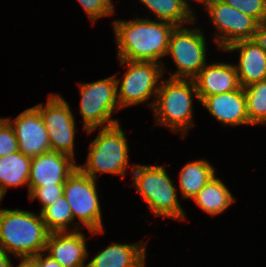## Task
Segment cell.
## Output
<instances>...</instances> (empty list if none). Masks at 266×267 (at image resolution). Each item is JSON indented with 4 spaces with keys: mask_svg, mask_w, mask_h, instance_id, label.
<instances>
[{
    "mask_svg": "<svg viewBox=\"0 0 266 267\" xmlns=\"http://www.w3.org/2000/svg\"><path fill=\"white\" fill-rule=\"evenodd\" d=\"M96 181L77 167L65 181L63 192L74 220L79 221L78 230L86 228L93 236L105 232Z\"/></svg>",
    "mask_w": 266,
    "mask_h": 267,
    "instance_id": "8",
    "label": "cell"
},
{
    "mask_svg": "<svg viewBox=\"0 0 266 267\" xmlns=\"http://www.w3.org/2000/svg\"><path fill=\"white\" fill-rule=\"evenodd\" d=\"M179 174V188L183 199H193L215 176L216 168L206 159L185 164Z\"/></svg>",
    "mask_w": 266,
    "mask_h": 267,
    "instance_id": "22",
    "label": "cell"
},
{
    "mask_svg": "<svg viewBox=\"0 0 266 267\" xmlns=\"http://www.w3.org/2000/svg\"><path fill=\"white\" fill-rule=\"evenodd\" d=\"M32 158L20 151L0 157V194L5 196L10 187H28Z\"/></svg>",
    "mask_w": 266,
    "mask_h": 267,
    "instance_id": "20",
    "label": "cell"
},
{
    "mask_svg": "<svg viewBox=\"0 0 266 267\" xmlns=\"http://www.w3.org/2000/svg\"><path fill=\"white\" fill-rule=\"evenodd\" d=\"M247 113L251 125H266V80L244 87Z\"/></svg>",
    "mask_w": 266,
    "mask_h": 267,
    "instance_id": "24",
    "label": "cell"
},
{
    "mask_svg": "<svg viewBox=\"0 0 266 267\" xmlns=\"http://www.w3.org/2000/svg\"><path fill=\"white\" fill-rule=\"evenodd\" d=\"M203 8L206 9L216 31L213 40L217 44V49L223 52L235 42L253 39L259 24L254 18L233 8L223 0H210Z\"/></svg>",
    "mask_w": 266,
    "mask_h": 267,
    "instance_id": "11",
    "label": "cell"
},
{
    "mask_svg": "<svg viewBox=\"0 0 266 267\" xmlns=\"http://www.w3.org/2000/svg\"><path fill=\"white\" fill-rule=\"evenodd\" d=\"M64 192V184H54V186H43L38 188H28L30 202L37 199L41 207L40 212L47 206L53 204Z\"/></svg>",
    "mask_w": 266,
    "mask_h": 267,
    "instance_id": "25",
    "label": "cell"
},
{
    "mask_svg": "<svg viewBox=\"0 0 266 267\" xmlns=\"http://www.w3.org/2000/svg\"><path fill=\"white\" fill-rule=\"evenodd\" d=\"M233 8H237L242 13L254 18L258 23L266 21L265 0H223Z\"/></svg>",
    "mask_w": 266,
    "mask_h": 267,
    "instance_id": "27",
    "label": "cell"
},
{
    "mask_svg": "<svg viewBox=\"0 0 266 267\" xmlns=\"http://www.w3.org/2000/svg\"><path fill=\"white\" fill-rule=\"evenodd\" d=\"M148 17L113 21L117 58L161 63L166 74L168 69L164 68L162 59L167 55L170 36L176 26Z\"/></svg>",
    "mask_w": 266,
    "mask_h": 267,
    "instance_id": "1",
    "label": "cell"
},
{
    "mask_svg": "<svg viewBox=\"0 0 266 267\" xmlns=\"http://www.w3.org/2000/svg\"><path fill=\"white\" fill-rule=\"evenodd\" d=\"M253 39L266 52V21L258 24Z\"/></svg>",
    "mask_w": 266,
    "mask_h": 267,
    "instance_id": "29",
    "label": "cell"
},
{
    "mask_svg": "<svg viewBox=\"0 0 266 267\" xmlns=\"http://www.w3.org/2000/svg\"><path fill=\"white\" fill-rule=\"evenodd\" d=\"M49 231L40 212L1 209L0 247L13 257L35 256L45 252Z\"/></svg>",
    "mask_w": 266,
    "mask_h": 267,
    "instance_id": "3",
    "label": "cell"
},
{
    "mask_svg": "<svg viewBox=\"0 0 266 267\" xmlns=\"http://www.w3.org/2000/svg\"><path fill=\"white\" fill-rule=\"evenodd\" d=\"M196 98L200 102L194 79H162L152 109L155 125L167 127L176 134L179 132L185 139L190 128L195 126L193 104Z\"/></svg>",
    "mask_w": 266,
    "mask_h": 267,
    "instance_id": "2",
    "label": "cell"
},
{
    "mask_svg": "<svg viewBox=\"0 0 266 267\" xmlns=\"http://www.w3.org/2000/svg\"><path fill=\"white\" fill-rule=\"evenodd\" d=\"M11 261L9 255L0 247V267H11Z\"/></svg>",
    "mask_w": 266,
    "mask_h": 267,
    "instance_id": "32",
    "label": "cell"
},
{
    "mask_svg": "<svg viewBox=\"0 0 266 267\" xmlns=\"http://www.w3.org/2000/svg\"><path fill=\"white\" fill-rule=\"evenodd\" d=\"M130 166L132 184L154 216L178 221L186 219L185 210L178 200V188L174 186L175 180L170 178L163 165L136 163Z\"/></svg>",
    "mask_w": 266,
    "mask_h": 267,
    "instance_id": "4",
    "label": "cell"
},
{
    "mask_svg": "<svg viewBox=\"0 0 266 267\" xmlns=\"http://www.w3.org/2000/svg\"><path fill=\"white\" fill-rule=\"evenodd\" d=\"M78 84L81 96L79 112L86 134L120 123L118 119L112 118L120 110L115 74L94 82Z\"/></svg>",
    "mask_w": 266,
    "mask_h": 267,
    "instance_id": "6",
    "label": "cell"
},
{
    "mask_svg": "<svg viewBox=\"0 0 266 267\" xmlns=\"http://www.w3.org/2000/svg\"><path fill=\"white\" fill-rule=\"evenodd\" d=\"M12 125L19 151L35 157L51 150V143L40 112L34 107L25 109L15 118H6Z\"/></svg>",
    "mask_w": 266,
    "mask_h": 267,
    "instance_id": "12",
    "label": "cell"
},
{
    "mask_svg": "<svg viewBox=\"0 0 266 267\" xmlns=\"http://www.w3.org/2000/svg\"><path fill=\"white\" fill-rule=\"evenodd\" d=\"M146 244L143 240L133 244L113 242L94 254L87 267H145Z\"/></svg>",
    "mask_w": 266,
    "mask_h": 267,
    "instance_id": "18",
    "label": "cell"
},
{
    "mask_svg": "<svg viewBox=\"0 0 266 267\" xmlns=\"http://www.w3.org/2000/svg\"><path fill=\"white\" fill-rule=\"evenodd\" d=\"M86 13L90 22L95 23L99 18L111 16L116 12L112 0H77Z\"/></svg>",
    "mask_w": 266,
    "mask_h": 267,
    "instance_id": "26",
    "label": "cell"
},
{
    "mask_svg": "<svg viewBox=\"0 0 266 267\" xmlns=\"http://www.w3.org/2000/svg\"><path fill=\"white\" fill-rule=\"evenodd\" d=\"M16 151H19V145L15 131L6 117H0V157Z\"/></svg>",
    "mask_w": 266,
    "mask_h": 267,
    "instance_id": "28",
    "label": "cell"
},
{
    "mask_svg": "<svg viewBox=\"0 0 266 267\" xmlns=\"http://www.w3.org/2000/svg\"><path fill=\"white\" fill-rule=\"evenodd\" d=\"M234 197L222 179L215 175L192 200L212 217L224 213L235 202Z\"/></svg>",
    "mask_w": 266,
    "mask_h": 267,
    "instance_id": "19",
    "label": "cell"
},
{
    "mask_svg": "<svg viewBox=\"0 0 266 267\" xmlns=\"http://www.w3.org/2000/svg\"><path fill=\"white\" fill-rule=\"evenodd\" d=\"M191 8H192V6L190 5V1H188V0H184ZM193 1H197V3H200V4H202V6H204L207 2H209L210 0H193Z\"/></svg>",
    "mask_w": 266,
    "mask_h": 267,
    "instance_id": "33",
    "label": "cell"
},
{
    "mask_svg": "<svg viewBox=\"0 0 266 267\" xmlns=\"http://www.w3.org/2000/svg\"><path fill=\"white\" fill-rule=\"evenodd\" d=\"M35 257L39 260L40 267H63L60 263H58L56 260H53L45 252L35 255Z\"/></svg>",
    "mask_w": 266,
    "mask_h": 267,
    "instance_id": "30",
    "label": "cell"
},
{
    "mask_svg": "<svg viewBox=\"0 0 266 267\" xmlns=\"http://www.w3.org/2000/svg\"><path fill=\"white\" fill-rule=\"evenodd\" d=\"M199 101L206 96L232 92L240 87L235 64L207 63L194 78Z\"/></svg>",
    "mask_w": 266,
    "mask_h": 267,
    "instance_id": "17",
    "label": "cell"
},
{
    "mask_svg": "<svg viewBox=\"0 0 266 267\" xmlns=\"http://www.w3.org/2000/svg\"><path fill=\"white\" fill-rule=\"evenodd\" d=\"M155 20L165 21L175 26H186L196 23L194 8H191L184 0H138Z\"/></svg>",
    "mask_w": 266,
    "mask_h": 267,
    "instance_id": "21",
    "label": "cell"
},
{
    "mask_svg": "<svg viewBox=\"0 0 266 267\" xmlns=\"http://www.w3.org/2000/svg\"><path fill=\"white\" fill-rule=\"evenodd\" d=\"M89 145L87 159L78 168L97 180L99 174H113L124 178L129 165V145L121 124L100 128Z\"/></svg>",
    "mask_w": 266,
    "mask_h": 267,
    "instance_id": "5",
    "label": "cell"
},
{
    "mask_svg": "<svg viewBox=\"0 0 266 267\" xmlns=\"http://www.w3.org/2000/svg\"><path fill=\"white\" fill-rule=\"evenodd\" d=\"M224 51L239 52L238 63L235 67L241 87L266 80V52L254 39L235 42Z\"/></svg>",
    "mask_w": 266,
    "mask_h": 267,
    "instance_id": "16",
    "label": "cell"
},
{
    "mask_svg": "<svg viewBox=\"0 0 266 267\" xmlns=\"http://www.w3.org/2000/svg\"><path fill=\"white\" fill-rule=\"evenodd\" d=\"M83 232L49 233L45 253L63 267H87L89 253Z\"/></svg>",
    "mask_w": 266,
    "mask_h": 267,
    "instance_id": "15",
    "label": "cell"
},
{
    "mask_svg": "<svg viewBox=\"0 0 266 267\" xmlns=\"http://www.w3.org/2000/svg\"><path fill=\"white\" fill-rule=\"evenodd\" d=\"M20 260L18 266L15 267H40L39 260L35 256L16 257ZM13 263H12V266Z\"/></svg>",
    "mask_w": 266,
    "mask_h": 267,
    "instance_id": "31",
    "label": "cell"
},
{
    "mask_svg": "<svg viewBox=\"0 0 266 267\" xmlns=\"http://www.w3.org/2000/svg\"><path fill=\"white\" fill-rule=\"evenodd\" d=\"M40 215L50 233L78 231V221H74L72 210L64 195L45 207Z\"/></svg>",
    "mask_w": 266,
    "mask_h": 267,
    "instance_id": "23",
    "label": "cell"
},
{
    "mask_svg": "<svg viewBox=\"0 0 266 267\" xmlns=\"http://www.w3.org/2000/svg\"><path fill=\"white\" fill-rule=\"evenodd\" d=\"M121 66H127L123 79L116 77L117 97L120 109L132 105H140L154 98L146 104L151 108L154 107L157 92L164 72L161 63L151 61H128L118 59Z\"/></svg>",
    "mask_w": 266,
    "mask_h": 267,
    "instance_id": "7",
    "label": "cell"
},
{
    "mask_svg": "<svg viewBox=\"0 0 266 267\" xmlns=\"http://www.w3.org/2000/svg\"><path fill=\"white\" fill-rule=\"evenodd\" d=\"M47 129L51 150L75 159L76 123L69 103L60 95L50 93L46 104L34 106Z\"/></svg>",
    "mask_w": 266,
    "mask_h": 267,
    "instance_id": "10",
    "label": "cell"
},
{
    "mask_svg": "<svg viewBox=\"0 0 266 267\" xmlns=\"http://www.w3.org/2000/svg\"><path fill=\"white\" fill-rule=\"evenodd\" d=\"M3 198H4V196L0 194V204H1ZM0 211H1V209H0Z\"/></svg>",
    "mask_w": 266,
    "mask_h": 267,
    "instance_id": "34",
    "label": "cell"
},
{
    "mask_svg": "<svg viewBox=\"0 0 266 267\" xmlns=\"http://www.w3.org/2000/svg\"><path fill=\"white\" fill-rule=\"evenodd\" d=\"M204 31L198 27L176 26L171 33L168 52L176 71L170 78L194 79L207 64V44Z\"/></svg>",
    "mask_w": 266,
    "mask_h": 267,
    "instance_id": "9",
    "label": "cell"
},
{
    "mask_svg": "<svg viewBox=\"0 0 266 267\" xmlns=\"http://www.w3.org/2000/svg\"><path fill=\"white\" fill-rule=\"evenodd\" d=\"M78 167L76 160L55 150L32 157L28 188L64 184Z\"/></svg>",
    "mask_w": 266,
    "mask_h": 267,
    "instance_id": "13",
    "label": "cell"
},
{
    "mask_svg": "<svg viewBox=\"0 0 266 267\" xmlns=\"http://www.w3.org/2000/svg\"><path fill=\"white\" fill-rule=\"evenodd\" d=\"M200 104L223 126H251L247 113V100L244 88L241 86L232 92L206 96Z\"/></svg>",
    "mask_w": 266,
    "mask_h": 267,
    "instance_id": "14",
    "label": "cell"
}]
</instances>
